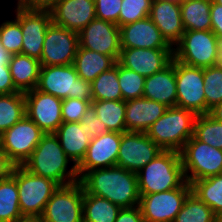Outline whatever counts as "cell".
<instances>
[{"label": "cell", "instance_id": "6da1fadb", "mask_svg": "<svg viewBox=\"0 0 222 222\" xmlns=\"http://www.w3.org/2000/svg\"><path fill=\"white\" fill-rule=\"evenodd\" d=\"M79 182L86 193L105 198L121 208L139 205L137 174L120 166L90 170Z\"/></svg>", "mask_w": 222, "mask_h": 222}, {"label": "cell", "instance_id": "7a4b0ae2", "mask_svg": "<svg viewBox=\"0 0 222 222\" xmlns=\"http://www.w3.org/2000/svg\"><path fill=\"white\" fill-rule=\"evenodd\" d=\"M22 167L33 174L55 181L59 186L79 181L77 167L67 157L54 133L42 136Z\"/></svg>", "mask_w": 222, "mask_h": 222}, {"label": "cell", "instance_id": "3957f363", "mask_svg": "<svg viewBox=\"0 0 222 222\" xmlns=\"http://www.w3.org/2000/svg\"><path fill=\"white\" fill-rule=\"evenodd\" d=\"M137 174L139 195L180 188L185 175L180 152L163 150Z\"/></svg>", "mask_w": 222, "mask_h": 222}, {"label": "cell", "instance_id": "277c9868", "mask_svg": "<svg viewBox=\"0 0 222 222\" xmlns=\"http://www.w3.org/2000/svg\"><path fill=\"white\" fill-rule=\"evenodd\" d=\"M197 115L180 107H169L146 131V134L162 149L180 152L193 136Z\"/></svg>", "mask_w": 222, "mask_h": 222}, {"label": "cell", "instance_id": "5b68a950", "mask_svg": "<svg viewBox=\"0 0 222 222\" xmlns=\"http://www.w3.org/2000/svg\"><path fill=\"white\" fill-rule=\"evenodd\" d=\"M222 43L211 31H185L173 47L174 59L189 66L207 68L219 65Z\"/></svg>", "mask_w": 222, "mask_h": 222}, {"label": "cell", "instance_id": "8992f818", "mask_svg": "<svg viewBox=\"0 0 222 222\" xmlns=\"http://www.w3.org/2000/svg\"><path fill=\"white\" fill-rule=\"evenodd\" d=\"M36 89L62 100L75 98L92 102V84L79 78L73 64L41 66Z\"/></svg>", "mask_w": 222, "mask_h": 222}, {"label": "cell", "instance_id": "52a82bcc", "mask_svg": "<svg viewBox=\"0 0 222 222\" xmlns=\"http://www.w3.org/2000/svg\"><path fill=\"white\" fill-rule=\"evenodd\" d=\"M12 176L18 186L19 206L23 217L42 216L46 203L59 185L50 179L15 166Z\"/></svg>", "mask_w": 222, "mask_h": 222}, {"label": "cell", "instance_id": "ba28073f", "mask_svg": "<svg viewBox=\"0 0 222 222\" xmlns=\"http://www.w3.org/2000/svg\"><path fill=\"white\" fill-rule=\"evenodd\" d=\"M186 181L191 184L222 174V150L197 140L192 136L180 151Z\"/></svg>", "mask_w": 222, "mask_h": 222}, {"label": "cell", "instance_id": "9c48e42d", "mask_svg": "<svg viewBox=\"0 0 222 222\" xmlns=\"http://www.w3.org/2000/svg\"><path fill=\"white\" fill-rule=\"evenodd\" d=\"M192 192L187 181L176 189L140 195L139 208L145 222H173Z\"/></svg>", "mask_w": 222, "mask_h": 222}, {"label": "cell", "instance_id": "30bf717a", "mask_svg": "<svg viewBox=\"0 0 222 222\" xmlns=\"http://www.w3.org/2000/svg\"><path fill=\"white\" fill-rule=\"evenodd\" d=\"M83 198L84 189L79 181L59 186L41 217L45 222H83Z\"/></svg>", "mask_w": 222, "mask_h": 222}, {"label": "cell", "instance_id": "8fae6325", "mask_svg": "<svg viewBox=\"0 0 222 222\" xmlns=\"http://www.w3.org/2000/svg\"><path fill=\"white\" fill-rule=\"evenodd\" d=\"M14 15L20 22L23 42L22 54L40 61L46 30L52 23L49 10H34L15 4Z\"/></svg>", "mask_w": 222, "mask_h": 222}, {"label": "cell", "instance_id": "7c38bea8", "mask_svg": "<svg viewBox=\"0 0 222 222\" xmlns=\"http://www.w3.org/2000/svg\"><path fill=\"white\" fill-rule=\"evenodd\" d=\"M1 135L4 153L16 166H22L40 142L44 132L24 116Z\"/></svg>", "mask_w": 222, "mask_h": 222}, {"label": "cell", "instance_id": "4fadbf2b", "mask_svg": "<svg viewBox=\"0 0 222 222\" xmlns=\"http://www.w3.org/2000/svg\"><path fill=\"white\" fill-rule=\"evenodd\" d=\"M79 47V34L51 23L46 30L41 66L71 65Z\"/></svg>", "mask_w": 222, "mask_h": 222}, {"label": "cell", "instance_id": "5bb4252c", "mask_svg": "<svg viewBox=\"0 0 222 222\" xmlns=\"http://www.w3.org/2000/svg\"><path fill=\"white\" fill-rule=\"evenodd\" d=\"M163 150L144 132H124L121 136L117 166L138 173Z\"/></svg>", "mask_w": 222, "mask_h": 222}, {"label": "cell", "instance_id": "9a60e30c", "mask_svg": "<svg viewBox=\"0 0 222 222\" xmlns=\"http://www.w3.org/2000/svg\"><path fill=\"white\" fill-rule=\"evenodd\" d=\"M203 68L186 65L176 60L177 107L196 115L205 114Z\"/></svg>", "mask_w": 222, "mask_h": 222}, {"label": "cell", "instance_id": "2e32d148", "mask_svg": "<svg viewBox=\"0 0 222 222\" xmlns=\"http://www.w3.org/2000/svg\"><path fill=\"white\" fill-rule=\"evenodd\" d=\"M26 116L44 134L55 133L62 121V99L43 93L36 88L25 92Z\"/></svg>", "mask_w": 222, "mask_h": 222}, {"label": "cell", "instance_id": "e0dca14e", "mask_svg": "<svg viewBox=\"0 0 222 222\" xmlns=\"http://www.w3.org/2000/svg\"><path fill=\"white\" fill-rule=\"evenodd\" d=\"M79 46L112 56L117 61L121 53L120 29L113 22L95 18L79 33Z\"/></svg>", "mask_w": 222, "mask_h": 222}, {"label": "cell", "instance_id": "ac0fdd59", "mask_svg": "<svg viewBox=\"0 0 222 222\" xmlns=\"http://www.w3.org/2000/svg\"><path fill=\"white\" fill-rule=\"evenodd\" d=\"M122 133L107 132L93 137L86 154L77 166L79 179L88 171L98 168H109L117 164Z\"/></svg>", "mask_w": 222, "mask_h": 222}, {"label": "cell", "instance_id": "d6986e66", "mask_svg": "<svg viewBox=\"0 0 222 222\" xmlns=\"http://www.w3.org/2000/svg\"><path fill=\"white\" fill-rule=\"evenodd\" d=\"M173 58V49L121 48L118 62L146 78L163 70Z\"/></svg>", "mask_w": 222, "mask_h": 222}, {"label": "cell", "instance_id": "ffe728a7", "mask_svg": "<svg viewBox=\"0 0 222 222\" xmlns=\"http://www.w3.org/2000/svg\"><path fill=\"white\" fill-rule=\"evenodd\" d=\"M50 14L53 24L79 33L96 18L95 0H60Z\"/></svg>", "mask_w": 222, "mask_h": 222}, {"label": "cell", "instance_id": "44dd1931", "mask_svg": "<svg viewBox=\"0 0 222 222\" xmlns=\"http://www.w3.org/2000/svg\"><path fill=\"white\" fill-rule=\"evenodd\" d=\"M119 29L121 48L173 49L149 17Z\"/></svg>", "mask_w": 222, "mask_h": 222}, {"label": "cell", "instance_id": "7402d4cb", "mask_svg": "<svg viewBox=\"0 0 222 222\" xmlns=\"http://www.w3.org/2000/svg\"><path fill=\"white\" fill-rule=\"evenodd\" d=\"M148 17L172 47L181 40L185 30L182 24L180 4L165 0H153Z\"/></svg>", "mask_w": 222, "mask_h": 222}, {"label": "cell", "instance_id": "603a6c76", "mask_svg": "<svg viewBox=\"0 0 222 222\" xmlns=\"http://www.w3.org/2000/svg\"><path fill=\"white\" fill-rule=\"evenodd\" d=\"M143 97L164 104L165 106H177L176 90V60L163 70L145 78Z\"/></svg>", "mask_w": 222, "mask_h": 222}, {"label": "cell", "instance_id": "cb8c5ba5", "mask_svg": "<svg viewBox=\"0 0 222 222\" xmlns=\"http://www.w3.org/2000/svg\"><path fill=\"white\" fill-rule=\"evenodd\" d=\"M126 132H144L154 124L167 110L159 102L141 97L125 101Z\"/></svg>", "mask_w": 222, "mask_h": 222}, {"label": "cell", "instance_id": "d4e9b609", "mask_svg": "<svg viewBox=\"0 0 222 222\" xmlns=\"http://www.w3.org/2000/svg\"><path fill=\"white\" fill-rule=\"evenodd\" d=\"M54 134L58 137L67 157L77 167L84 158L93 137L84 133L80 122L62 123Z\"/></svg>", "mask_w": 222, "mask_h": 222}, {"label": "cell", "instance_id": "484cf974", "mask_svg": "<svg viewBox=\"0 0 222 222\" xmlns=\"http://www.w3.org/2000/svg\"><path fill=\"white\" fill-rule=\"evenodd\" d=\"M13 84L22 93L37 87L41 64L40 61L26 54L11 55L8 63Z\"/></svg>", "mask_w": 222, "mask_h": 222}, {"label": "cell", "instance_id": "4316f807", "mask_svg": "<svg viewBox=\"0 0 222 222\" xmlns=\"http://www.w3.org/2000/svg\"><path fill=\"white\" fill-rule=\"evenodd\" d=\"M117 60L86 48L77 49L74 59V67L79 78L92 83L102 72L108 71L115 66Z\"/></svg>", "mask_w": 222, "mask_h": 222}, {"label": "cell", "instance_id": "83f0119b", "mask_svg": "<svg viewBox=\"0 0 222 222\" xmlns=\"http://www.w3.org/2000/svg\"><path fill=\"white\" fill-rule=\"evenodd\" d=\"M185 31L211 30V0H188L180 4Z\"/></svg>", "mask_w": 222, "mask_h": 222}, {"label": "cell", "instance_id": "f1b7e54d", "mask_svg": "<svg viewBox=\"0 0 222 222\" xmlns=\"http://www.w3.org/2000/svg\"><path fill=\"white\" fill-rule=\"evenodd\" d=\"M121 207L84 191L83 222H115Z\"/></svg>", "mask_w": 222, "mask_h": 222}, {"label": "cell", "instance_id": "f546056e", "mask_svg": "<svg viewBox=\"0 0 222 222\" xmlns=\"http://www.w3.org/2000/svg\"><path fill=\"white\" fill-rule=\"evenodd\" d=\"M91 105L96 111V116L106 125L108 132H126L124 100L92 101Z\"/></svg>", "mask_w": 222, "mask_h": 222}, {"label": "cell", "instance_id": "4dcf8cb0", "mask_svg": "<svg viewBox=\"0 0 222 222\" xmlns=\"http://www.w3.org/2000/svg\"><path fill=\"white\" fill-rule=\"evenodd\" d=\"M191 188L192 193L206 203L216 216L222 213V174L195 180Z\"/></svg>", "mask_w": 222, "mask_h": 222}, {"label": "cell", "instance_id": "1f68e13d", "mask_svg": "<svg viewBox=\"0 0 222 222\" xmlns=\"http://www.w3.org/2000/svg\"><path fill=\"white\" fill-rule=\"evenodd\" d=\"M24 116H26L24 93L0 94V134L10 129Z\"/></svg>", "mask_w": 222, "mask_h": 222}, {"label": "cell", "instance_id": "d6a6232c", "mask_svg": "<svg viewBox=\"0 0 222 222\" xmlns=\"http://www.w3.org/2000/svg\"><path fill=\"white\" fill-rule=\"evenodd\" d=\"M21 218L18 186L11 175L0 181V222H18Z\"/></svg>", "mask_w": 222, "mask_h": 222}, {"label": "cell", "instance_id": "836d02e7", "mask_svg": "<svg viewBox=\"0 0 222 222\" xmlns=\"http://www.w3.org/2000/svg\"><path fill=\"white\" fill-rule=\"evenodd\" d=\"M92 84V101L123 100L118 81V61L108 71L102 72Z\"/></svg>", "mask_w": 222, "mask_h": 222}, {"label": "cell", "instance_id": "e575fe53", "mask_svg": "<svg viewBox=\"0 0 222 222\" xmlns=\"http://www.w3.org/2000/svg\"><path fill=\"white\" fill-rule=\"evenodd\" d=\"M173 222H217V216L191 192Z\"/></svg>", "mask_w": 222, "mask_h": 222}, {"label": "cell", "instance_id": "d590c367", "mask_svg": "<svg viewBox=\"0 0 222 222\" xmlns=\"http://www.w3.org/2000/svg\"><path fill=\"white\" fill-rule=\"evenodd\" d=\"M193 136L212 147L222 150V122L209 114L197 115Z\"/></svg>", "mask_w": 222, "mask_h": 222}, {"label": "cell", "instance_id": "8d00e7d4", "mask_svg": "<svg viewBox=\"0 0 222 222\" xmlns=\"http://www.w3.org/2000/svg\"><path fill=\"white\" fill-rule=\"evenodd\" d=\"M205 114L222 102V67L220 65L203 68Z\"/></svg>", "mask_w": 222, "mask_h": 222}, {"label": "cell", "instance_id": "74e56055", "mask_svg": "<svg viewBox=\"0 0 222 222\" xmlns=\"http://www.w3.org/2000/svg\"><path fill=\"white\" fill-rule=\"evenodd\" d=\"M118 81L124 101L143 97L145 77L118 62Z\"/></svg>", "mask_w": 222, "mask_h": 222}, {"label": "cell", "instance_id": "f35d334b", "mask_svg": "<svg viewBox=\"0 0 222 222\" xmlns=\"http://www.w3.org/2000/svg\"><path fill=\"white\" fill-rule=\"evenodd\" d=\"M23 35L20 22L14 17L0 24V44L10 53L19 54L22 51Z\"/></svg>", "mask_w": 222, "mask_h": 222}, {"label": "cell", "instance_id": "ab89813d", "mask_svg": "<svg viewBox=\"0 0 222 222\" xmlns=\"http://www.w3.org/2000/svg\"><path fill=\"white\" fill-rule=\"evenodd\" d=\"M153 0H122L118 26L139 21L149 16Z\"/></svg>", "mask_w": 222, "mask_h": 222}, {"label": "cell", "instance_id": "60d3db41", "mask_svg": "<svg viewBox=\"0 0 222 222\" xmlns=\"http://www.w3.org/2000/svg\"><path fill=\"white\" fill-rule=\"evenodd\" d=\"M91 105V101L80 100L73 98H66L62 100V121L67 122H80L86 110Z\"/></svg>", "mask_w": 222, "mask_h": 222}, {"label": "cell", "instance_id": "b9f144b4", "mask_svg": "<svg viewBox=\"0 0 222 222\" xmlns=\"http://www.w3.org/2000/svg\"><path fill=\"white\" fill-rule=\"evenodd\" d=\"M122 0H95L96 18L118 25Z\"/></svg>", "mask_w": 222, "mask_h": 222}, {"label": "cell", "instance_id": "7bdbcfd3", "mask_svg": "<svg viewBox=\"0 0 222 222\" xmlns=\"http://www.w3.org/2000/svg\"><path fill=\"white\" fill-rule=\"evenodd\" d=\"M82 130L85 134L97 137L108 132L106 125L96 116V111L92 105L86 110L81 118Z\"/></svg>", "mask_w": 222, "mask_h": 222}, {"label": "cell", "instance_id": "ee69618b", "mask_svg": "<svg viewBox=\"0 0 222 222\" xmlns=\"http://www.w3.org/2000/svg\"><path fill=\"white\" fill-rule=\"evenodd\" d=\"M211 31L218 37L222 43V5L211 0L210 7Z\"/></svg>", "mask_w": 222, "mask_h": 222}, {"label": "cell", "instance_id": "f6af8a7d", "mask_svg": "<svg viewBox=\"0 0 222 222\" xmlns=\"http://www.w3.org/2000/svg\"><path fill=\"white\" fill-rule=\"evenodd\" d=\"M19 92L13 84L9 66L0 64V94Z\"/></svg>", "mask_w": 222, "mask_h": 222}, {"label": "cell", "instance_id": "bcb514c9", "mask_svg": "<svg viewBox=\"0 0 222 222\" xmlns=\"http://www.w3.org/2000/svg\"><path fill=\"white\" fill-rule=\"evenodd\" d=\"M115 222H145L139 206L121 208Z\"/></svg>", "mask_w": 222, "mask_h": 222}, {"label": "cell", "instance_id": "7dc6e473", "mask_svg": "<svg viewBox=\"0 0 222 222\" xmlns=\"http://www.w3.org/2000/svg\"><path fill=\"white\" fill-rule=\"evenodd\" d=\"M60 0H22L19 4L34 10L52 9Z\"/></svg>", "mask_w": 222, "mask_h": 222}, {"label": "cell", "instance_id": "c3c4849f", "mask_svg": "<svg viewBox=\"0 0 222 222\" xmlns=\"http://www.w3.org/2000/svg\"><path fill=\"white\" fill-rule=\"evenodd\" d=\"M15 166L4 152H0V181L9 178Z\"/></svg>", "mask_w": 222, "mask_h": 222}, {"label": "cell", "instance_id": "681fc988", "mask_svg": "<svg viewBox=\"0 0 222 222\" xmlns=\"http://www.w3.org/2000/svg\"><path fill=\"white\" fill-rule=\"evenodd\" d=\"M209 115L215 120L222 122V102L210 109Z\"/></svg>", "mask_w": 222, "mask_h": 222}, {"label": "cell", "instance_id": "f907efd6", "mask_svg": "<svg viewBox=\"0 0 222 222\" xmlns=\"http://www.w3.org/2000/svg\"><path fill=\"white\" fill-rule=\"evenodd\" d=\"M11 55L1 44H0V64L7 65L10 61Z\"/></svg>", "mask_w": 222, "mask_h": 222}, {"label": "cell", "instance_id": "816d5d0a", "mask_svg": "<svg viewBox=\"0 0 222 222\" xmlns=\"http://www.w3.org/2000/svg\"><path fill=\"white\" fill-rule=\"evenodd\" d=\"M18 222H45L41 216L23 217Z\"/></svg>", "mask_w": 222, "mask_h": 222}, {"label": "cell", "instance_id": "f5cc1de1", "mask_svg": "<svg viewBox=\"0 0 222 222\" xmlns=\"http://www.w3.org/2000/svg\"><path fill=\"white\" fill-rule=\"evenodd\" d=\"M165 1L174 2V3H178V4L182 3V0H165Z\"/></svg>", "mask_w": 222, "mask_h": 222}, {"label": "cell", "instance_id": "db71d44e", "mask_svg": "<svg viewBox=\"0 0 222 222\" xmlns=\"http://www.w3.org/2000/svg\"><path fill=\"white\" fill-rule=\"evenodd\" d=\"M0 152H4L3 147H2V135L1 134H0Z\"/></svg>", "mask_w": 222, "mask_h": 222}, {"label": "cell", "instance_id": "11a10c76", "mask_svg": "<svg viewBox=\"0 0 222 222\" xmlns=\"http://www.w3.org/2000/svg\"><path fill=\"white\" fill-rule=\"evenodd\" d=\"M217 222H222V213L217 216Z\"/></svg>", "mask_w": 222, "mask_h": 222}, {"label": "cell", "instance_id": "9f6ffc18", "mask_svg": "<svg viewBox=\"0 0 222 222\" xmlns=\"http://www.w3.org/2000/svg\"><path fill=\"white\" fill-rule=\"evenodd\" d=\"M219 65L222 67V48H221V55H220V59H219Z\"/></svg>", "mask_w": 222, "mask_h": 222}, {"label": "cell", "instance_id": "6f0895ef", "mask_svg": "<svg viewBox=\"0 0 222 222\" xmlns=\"http://www.w3.org/2000/svg\"><path fill=\"white\" fill-rule=\"evenodd\" d=\"M215 3L222 5V0H213Z\"/></svg>", "mask_w": 222, "mask_h": 222}, {"label": "cell", "instance_id": "680465c9", "mask_svg": "<svg viewBox=\"0 0 222 222\" xmlns=\"http://www.w3.org/2000/svg\"><path fill=\"white\" fill-rule=\"evenodd\" d=\"M17 1V4H19L22 0H15V2Z\"/></svg>", "mask_w": 222, "mask_h": 222}]
</instances>
